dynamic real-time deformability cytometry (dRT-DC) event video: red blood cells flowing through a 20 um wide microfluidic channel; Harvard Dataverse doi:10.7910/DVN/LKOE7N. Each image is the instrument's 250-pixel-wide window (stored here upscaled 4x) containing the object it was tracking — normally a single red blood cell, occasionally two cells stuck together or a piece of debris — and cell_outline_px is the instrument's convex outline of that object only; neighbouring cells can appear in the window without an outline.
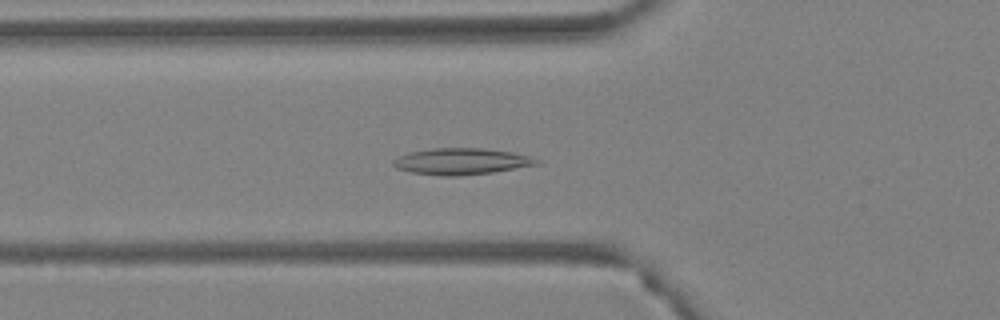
{"species": "Egyptian fruit bat (a non-hibernating species)", "species_latin": "Rousettus aegyptiacus", "temperature_condition": "warm", "stored_images_in_passage": 36, "camera_frame_rate_fps": 3000, "um_per_image_px": 0.085, "animal": {"sex": "female"}, "frame": {"image": 1, "passage_image": 21, "time_ms": 6.667, "image_size_px": [1000, 320], "cell_outline_px": [[540, 164], [492, 172], [456, 176], [440, 176], [412, 172], [396, 168], [392, 164], [392, 160], [408, 152], [432, 148], [484, 148], [512, 152], [528, 156], [540, 160]], "centroid_in_image_um": [39.2, 13.71], "position_along_channel_um": 86.6, "area_um2": 22.02}}
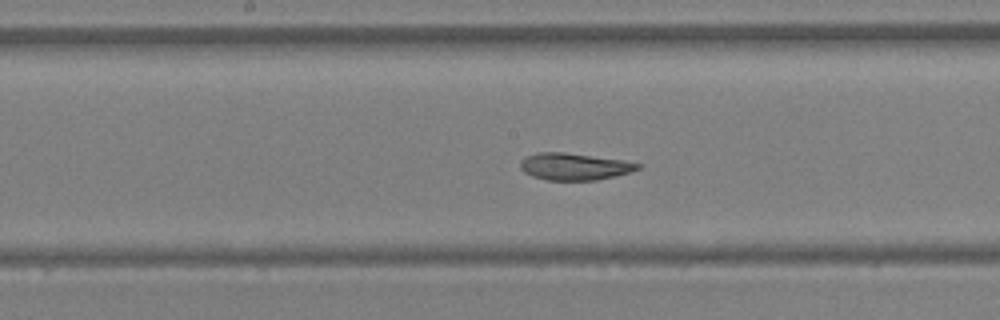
{"frame": {"image": 2, "passage_image": 30, "time_ms": 9.667, "image_size_px": [1000, 320], "cell_outline_px": [[644, 164], [640, 168], [632, 172], [616, 176], [596, 180], [548, 180], [532, 176], [524, 172], [520, 168], [520, 160], [524, 156], [536, 152], [564, 152], [624, 160]], "centroid_in_image_um": [48.83, 14.15], "position_along_channel_um": 199.4, "area_um2": 18.73}}
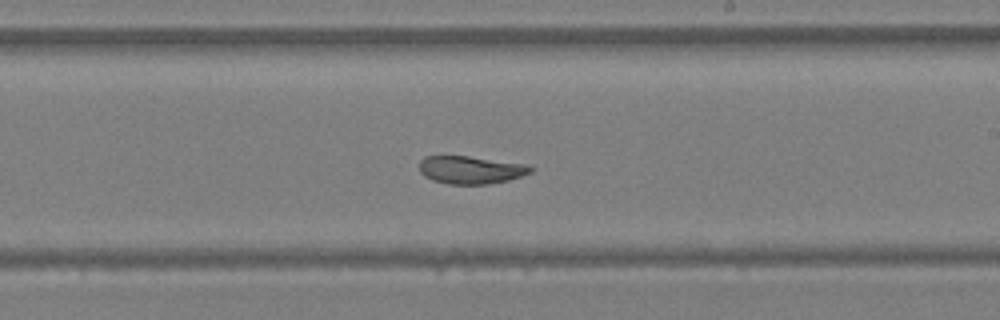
{"frame": {"image": 3, "passage_image": 34, "time_ms": 11.0, "image_size_px": [1000, 320], "cell_outline_px": [[532, 172], [508, 180], [488, 184], [448, 184], [432, 180], [424, 176], [420, 172], [420, 160], [424, 156], [468, 156], [528, 164], [532, 168]], "centroid_in_image_um": [40.0, 14.43], "position_along_channel_um": 249.0, "area_um2": 18.03}}